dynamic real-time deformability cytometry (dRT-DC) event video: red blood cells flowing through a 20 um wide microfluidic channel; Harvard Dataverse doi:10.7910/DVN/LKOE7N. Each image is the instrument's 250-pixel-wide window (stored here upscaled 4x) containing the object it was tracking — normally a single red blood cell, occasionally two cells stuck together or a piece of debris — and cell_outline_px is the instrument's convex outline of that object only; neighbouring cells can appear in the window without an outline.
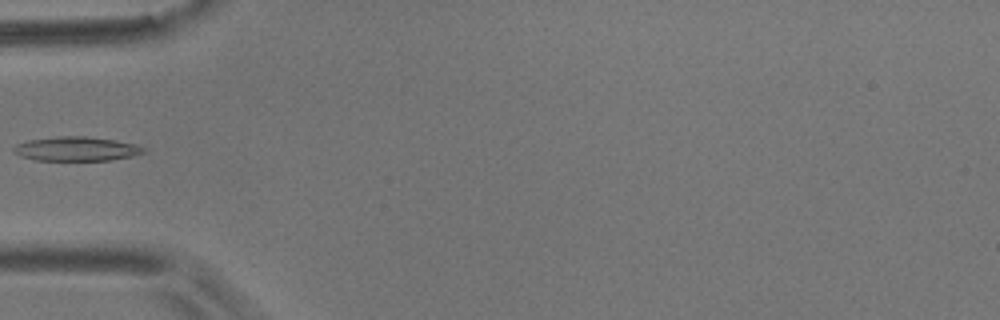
{"species": "common noctule bat (a hibernating species)", "species_latin": "Nyctalus noctula", "temperature_condition": "room temperature", "stored_images_in_passage": 4, "camera_frame_rate_fps": 3000, "um_per_image_px": 0.085, "animal": {"sex": "male", "body_mass_g": 17.9}, "frame": {"image": 1, "passage_image": 3, "time_ms": 0.667, "image_size_px": [1000, 320], "cell_outline_px": [[148, 152], [132, 156], [112, 160], [36, 160], [20, 156], [12, 152], [12, 148], [16, 144], [28, 140], [56, 136], [84, 136], [116, 140], [136, 144], [144, 148]], "centroid_in_image_um": [6.49, 12.65], "position_along_channel_um": 78.5, "area_um2": 18.5}}
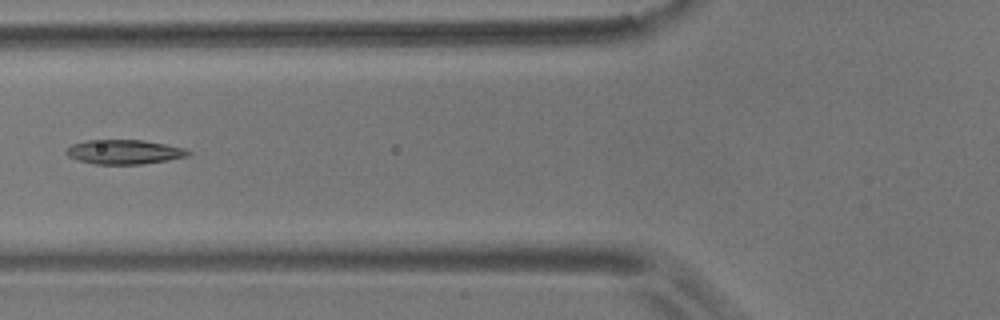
{"frame": {"image": 2, "passage_image": 4, "time_ms": 1.0, "image_size_px": [1000, 320], "cell_outline_px": [[192, 152], [188, 156], [168, 160], [144, 164], [96, 164], [76, 160], [68, 156], [64, 152], [72, 144], [88, 140], [144, 140], [184, 148]], "centroid_in_image_um": [10.55, 12.92], "position_along_channel_um": 115.2, "area_um2": 17.34}}